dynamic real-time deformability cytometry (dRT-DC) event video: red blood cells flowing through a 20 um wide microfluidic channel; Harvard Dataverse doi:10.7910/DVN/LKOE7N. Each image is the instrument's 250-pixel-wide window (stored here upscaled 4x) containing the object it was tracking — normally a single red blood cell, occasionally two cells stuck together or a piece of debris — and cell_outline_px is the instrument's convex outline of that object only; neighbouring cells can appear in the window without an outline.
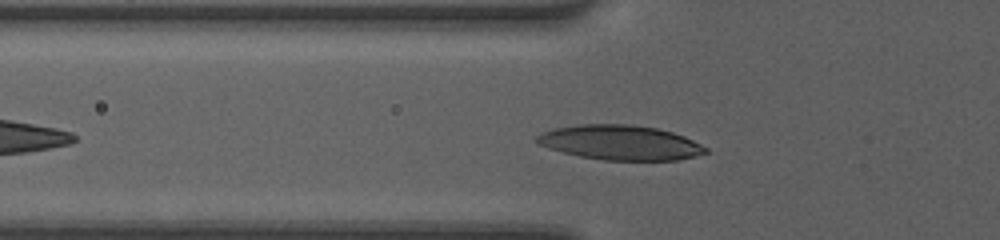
{"species": "human", "species_latin": "Homo sapiens", "temperature_condition": "room temperature", "stored_images_in_passage": 39, "camera_frame_rate_fps": 3000, "um_per_image_px": 0.085, "donor": {"sex": "female"}, "frame": {"image": 1, "passage_image": 7, "time_ms": 2.0, "image_size_px": [1000, 240], "cell_outline_px": [[708, 152], [696, 156], [676, 160], [604, 160], [580, 156], [548, 148], [536, 144], [536, 136], [552, 128], [580, 124], [628, 124], [656, 128], [672, 132], [684, 136], [708, 148]], "centroid_in_image_um": [52.71, 12.11], "position_along_channel_um": 73.1, "area_um2": 34.1}}
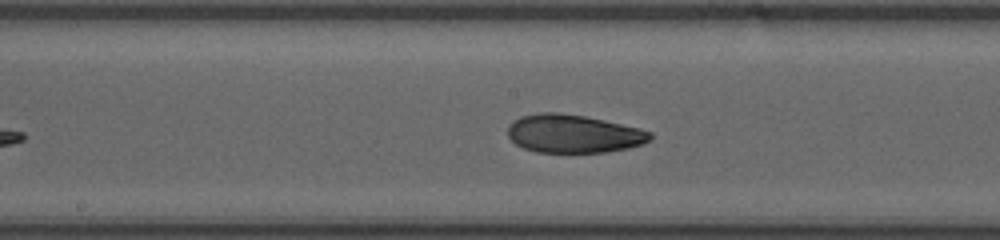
{"frame": {"image": 2, "passage_image": 16, "time_ms": 5.0, "image_size_px": [1000, 240], "cell_outline_px": [[652, 136], [644, 144], [628, 148], [608, 152], [536, 152], [524, 148], [516, 144], [508, 136], [508, 128], [520, 116], [540, 112], [556, 112], [584, 116], [604, 120], [640, 128], [652, 132]], "centroid_in_image_um": [48.76, 11.37], "position_along_channel_um": 199.4, "area_um2": 31.62}}
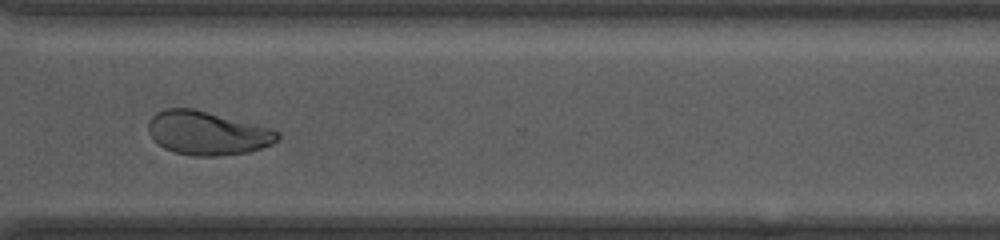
{"frame": {"image": 3, "passage_image": 27, "time_ms": 8.667, "image_size_px": [1000, 240], "cell_outline_px": [[280, 136], [272, 144], [248, 152], [220, 156], [192, 156], [172, 152], [164, 148], [152, 140], [148, 132], [148, 120], [156, 112], [168, 108], [192, 108], [272, 128], [280, 132]], "centroid_in_image_um": [17.59, 11.32], "position_along_channel_um": 353.0, "area_um2": 33.12}, "authors_computed_cell_mechanics": {"area_um2": 32.4836, "velocity_mm_per_s": 4.2054, "shape_relaxation_time_tau1_ms": null, "shape_relaxation_time_tau2_ms": 1.9756, "deformation_change_tau1": null, "deformation_change_tau2": 0.0745}}